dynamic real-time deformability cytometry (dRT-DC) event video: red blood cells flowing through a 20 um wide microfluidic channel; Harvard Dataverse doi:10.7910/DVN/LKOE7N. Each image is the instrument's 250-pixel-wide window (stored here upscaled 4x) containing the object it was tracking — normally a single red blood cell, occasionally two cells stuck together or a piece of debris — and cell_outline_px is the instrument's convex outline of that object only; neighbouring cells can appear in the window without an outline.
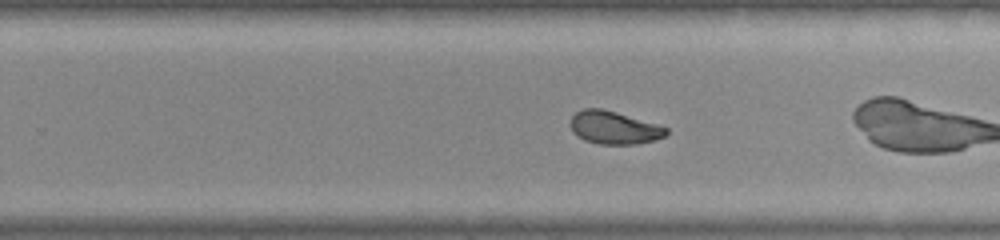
{"species": "common noctule bat (a hibernating species)", "species_latin": "Nyctalus noctula", "temperature_condition": "warm", "stored_images_in_passage": 48, "camera_frame_rate_fps": 3000, "um_per_image_px": 0.085, "animal": {"sex": "female", "body_mass_g": 22.0, "forearm_length_mm": 56.7}, "frame": {"image": 1, "passage_image": 28, "time_ms": 9.0, "image_size_px": [1000, 240], "cell_outline_px": [[668, 132], [664, 136], [656, 140], [636, 144], [600, 144], [584, 140], [572, 132], [568, 124], [572, 116], [576, 112], [584, 108], [600, 108], [616, 112], [656, 124], [668, 128]], "centroid_in_image_um": [52.15, 10.85], "position_along_channel_um": 277.7, "area_um2": 18.38}, "authors_computed_cell_mechanics": {"area_um2": 20.0855, "velocity_mm_per_s": 3.9531, "shape_relaxation_time_tau1_ms": 11.0796, "shape_relaxation_time_tau2_ms": 1.0175, "deformation_change_tau1": 0.2265, "deformation_change_tau2": 0.055}}